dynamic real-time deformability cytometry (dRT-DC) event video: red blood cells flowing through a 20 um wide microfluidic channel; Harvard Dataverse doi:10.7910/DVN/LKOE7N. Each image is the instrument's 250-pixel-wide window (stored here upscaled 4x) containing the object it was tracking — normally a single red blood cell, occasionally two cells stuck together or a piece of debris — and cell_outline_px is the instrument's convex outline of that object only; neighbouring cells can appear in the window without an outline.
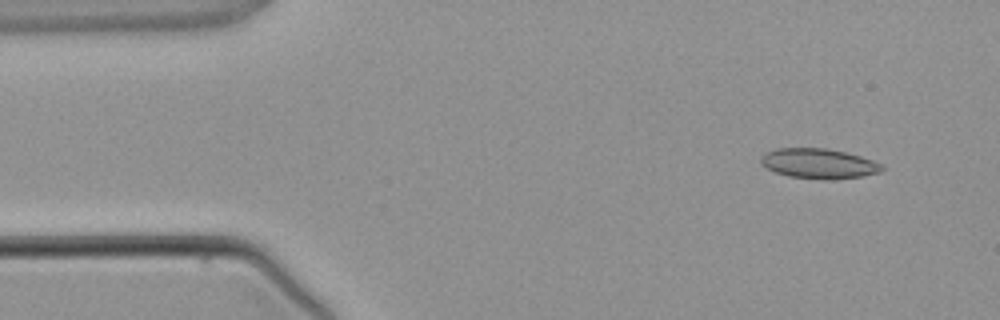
{"species": "common noctule bat (a hibernating species)", "species_latin": "Nyctalus noctula", "temperature_condition": "warm", "stored_images_in_passage": 3, "camera_frame_rate_fps": 3000, "um_per_image_px": 0.085, "animal": {"sex": "male", "body_mass_g": 21.5, "forearm_length_mm": 52.0}, "frame": {"image": 1, "passage_image": 1, "time_ms": 0.0, "image_size_px": [1000, 320], "cell_outline_px": [[884, 168], [880, 172], [864, 176], [832, 180], [828, 180], [788, 176], [776, 172], [760, 164], [760, 156], [764, 152], [776, 148], [828, 148], [860, 156], [884, 164]], "centroid_in_image_um": [69.59, 13.9], "position_along_channel_um": 15.4, "area_um2": 21.39}}
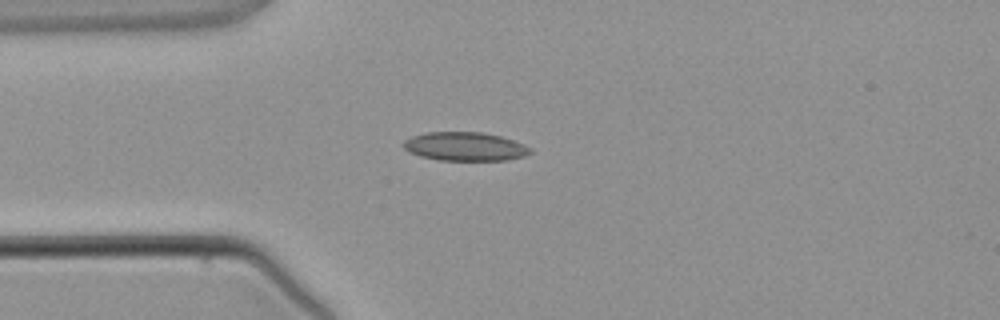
{"frame": {"image": 2, "passage_image": 3, "time_ms": 2.333, "image_size_px": [1000, 320], "cell_outline_px": [[532, 152], [524, 156], [508, 160], [436, 160], [420, 156], [404, 148], [400, 144], [404, 140], [412, 136], [424, 132], [480, 132], [500, 136], [524, 144], [532, 148]], "centroid_in_image_um": [39.51, 12.45], "position_along_channel_um": 45.5, "area_um2": 21.27}}